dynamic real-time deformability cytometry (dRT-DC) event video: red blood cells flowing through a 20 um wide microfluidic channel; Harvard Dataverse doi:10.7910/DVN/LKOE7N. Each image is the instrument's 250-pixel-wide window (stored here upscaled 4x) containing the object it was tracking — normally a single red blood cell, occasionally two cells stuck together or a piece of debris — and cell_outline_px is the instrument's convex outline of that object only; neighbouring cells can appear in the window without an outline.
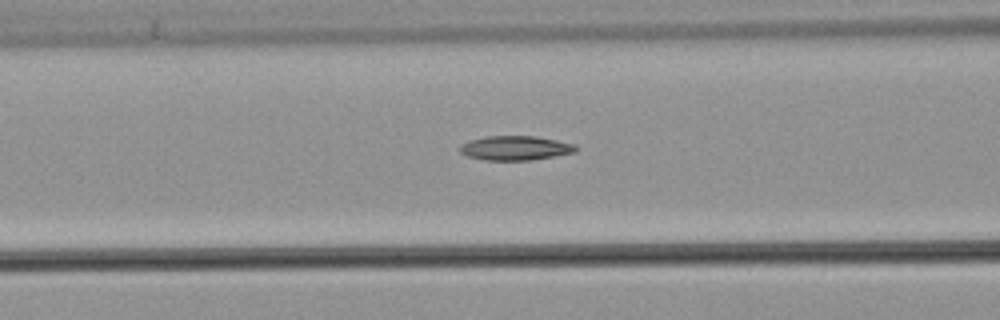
{"species": "common noctule bat (a hibernating species)", "species_latin": "Nyctalus noctula", "temperature_condition": "warm", "stored_images_in_passage": 27, "camera_frame_rate_fps": 3000, "um_per_image_px": 0.085, "animal": {"sex": "male", "body_mass_g": 21.5, "forearm_length_mm": 52.0}, "frame": {"image": 1, "passage_image": 5, "time_ms": 1.333, "image_size_px": [1000, 320], "cell_outline_px": [[576, 152], [532, 160], [484, 160], [468, 156], [460, 152], [456, 148], [460, 144], [468, 140], [484, 136], [536, 136], [576, 144]], "centroid_in_image_um": [43.75, 12.57], "position_along_channel_um": 122.9, "area_um2": 16.65}}
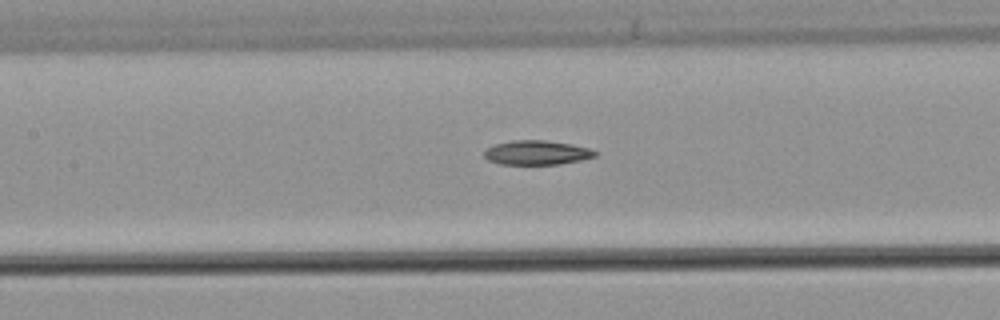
{"frame": {"image": 2, "passage_image": 8, "time_ms": 2.333, "image_size_px": [1000, 320], "cell_outline_px": [[596, 156], [580, 160], [560, 164], [500, 164], [488, 160], [484, 156], [484, 152], [488, 148], [496, 144], [512, 140], [544, 140], [572, 144], [588, 148], [596, 152]], "centroid_in_image_um": [45.61, 12.97], "position_along_channel_um": 161.8, "area_um2": 15.55}}